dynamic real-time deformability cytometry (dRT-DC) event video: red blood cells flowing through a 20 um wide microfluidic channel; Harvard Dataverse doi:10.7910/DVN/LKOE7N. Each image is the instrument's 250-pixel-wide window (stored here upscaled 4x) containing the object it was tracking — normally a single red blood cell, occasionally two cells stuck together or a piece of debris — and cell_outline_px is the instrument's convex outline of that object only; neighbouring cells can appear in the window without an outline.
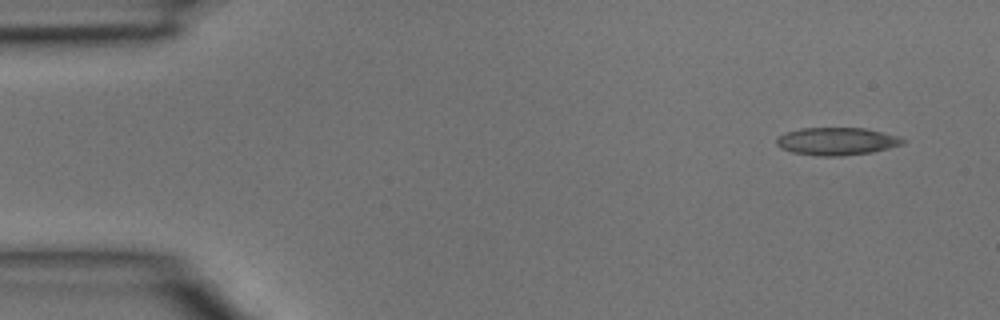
{"species": "common noctule bat (a hibernating species)", "species_latin": "Nyctalus noctula", "temperature_condition": "room temperature", "stored_images_in_passage": 4, "camera_frame_rate_fps": 3000, "um_per_image_px": 0.085, "animal": {"sex": "male", "body_mass_g": 15.6}, "frame": {"image": 1, "passage_image": 1, "time_ms": 0.0, "image_size_px": [1000, 320], "cell_outline_px": [[904, 144], [872, 152], [840, 156], [816, 156], [792, 152], [780, 148], [776, 144], [776, 140], [784, 132], [800, 128], [864, 128], [900, 136], [904, 140]], "centroid_in_image_um": [71.1, 12.01], "position_along_channel_um": 13.9, "area_um2": 20.4}}
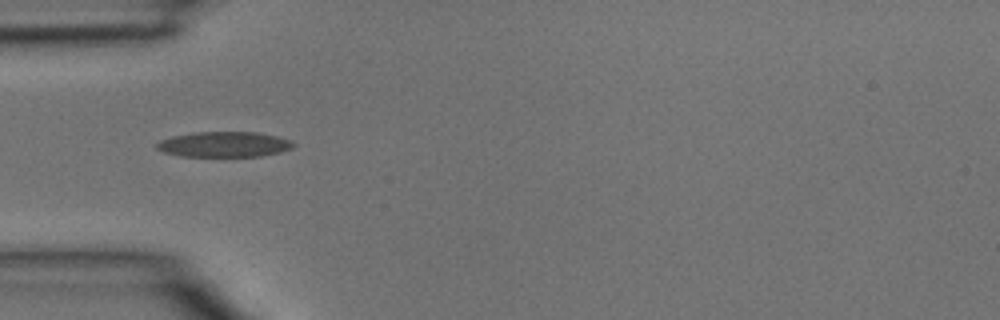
{"frame": {"image": 2, "passage_image": 4, "time_ms": 1.0, "image_size_px": [1000, 320], "cell_outline_px": [[296, 144], [292, 148], [280, 152], [260, 156], [180, 156], [164, 152], [156, 148], [156, 144], [160, 140], [172, 136], [196, 132], [256, 132], [276, 136], [292, 140]], "centroid_in_image_um": [19.06, 12.27], "position_along_channel_um": 65.9, "area_um2": 20.17}}